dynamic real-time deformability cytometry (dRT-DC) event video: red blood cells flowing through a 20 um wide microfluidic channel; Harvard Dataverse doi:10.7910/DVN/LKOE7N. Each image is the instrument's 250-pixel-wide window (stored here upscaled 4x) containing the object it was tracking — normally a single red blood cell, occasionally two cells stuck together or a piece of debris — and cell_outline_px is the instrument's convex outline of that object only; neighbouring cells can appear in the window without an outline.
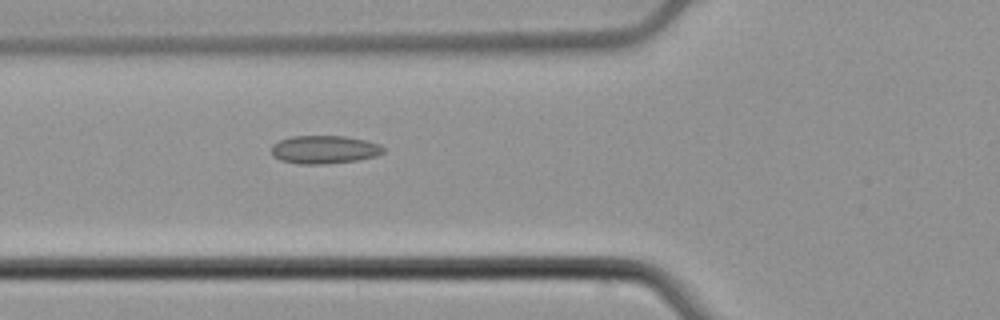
{"species": "common noctule bat (a hibernating species)", "species_latin": "Nyctalus noctula", "temperature_condition": "cold", "stored_images_in_passage": 6, "camera_frame_rate_fps": 3000, "um_per_image_px": 0.085, "animal": {"sex": "male", "body_mass_g": 21.5, "forearm_length_mm": 52.0}, "frame": {"image": 1, "passage_image": 6, "time_ms": 1.667, "image_size_px": [1000, 320], "cell_outline_px": [[384, 152], [376, 156], [356, 160], [320, 164], [300, 164], [280, 160], [272, 156], [272, 144], [280, 140], [292, 136], [344, 136], [364, 140], [380, 144], [384, 148]], "centroid_in_image_um": [27.55, 12.71], "position_along_channel_um": 98.3, "area_um2": 18.26}}